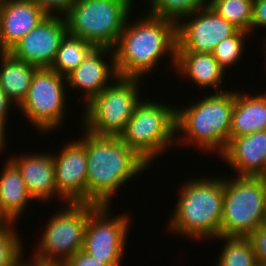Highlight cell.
<instances>
[{"instance_id":"cell-16","label":"cell","mask_w":266,"mask_h":266,"mask_svg":"<svg viewBox=\"0 0 266 266\" xmlns=\"http://www.w3.org/2000/svg\"><path fill=\"white\" fill-rule=\"evenodd\" d=\"M236 176L266 177V130L229 138L219 155Z\"/></svg>"},{"instance_id":"cell-15","label":"cell","mask_w":266,"mask_h":266,"mask_svg":"<svg viewBox=\"0 0 266 266\" xmlns=\"http://www.w3.org/2000/svg\"><path fill=\"white\" fill-rule=\"evenodd\" d=\"M106 58H110L109 62L105 61ZM117 76L113 49L95 48L66 79L68 89L84 92L82 96L87 105L111 83L110 79H115Z\"/></svg>"},{"instance_id":"cell-20","label":"cell","mask_w":266,"mask_h":266,"mask_svg":"<svg viewBox=\"0 0 266 266\" xmlns=\"http://www.w3.org/2000/svg\"><path fill=\"white\" fill-rule=\"evenodd\" d=\"M236 91L229 138L266 130V94Z\"/></svg>"},{"instance_id":"cell-17","label":"cell","mask_w":266,"mask_h":266,"mask_svg":"<svg viewBox=\"0 0 266 266\" xmlns=\"http://www.w3.org/2000/svg\"><path fill=\"white\" fill-rule=\"evenodd\" d=\"M13 155L10 161L20 171L27 191L34 201L41 203L57 197L55 183V166L51 153H23L19 157Z\"/></svg>"},{"instance_id":"cell-30","label":"cell","mask_w":266,"mask_h":266,"mask_svg":"<svg viewBox=\"0 0 266 266\" xmlns=\"http://www.w3.org/2000/svg\"><path fill=\"white\" fill-rule=\"evenodd\" d=\"M47 15L64 16L77 0H34Z\"/></svg>"},{"instance_id":"cell-8","label":"cell","mask_w":266,"mask_h":266,"mask_svg":"<svg viewBox=\"0 0 266 266\" xmlns=\"http://www.w3.org/2000/svg\"><path fill=\"white\" fill-rule=\"evenodd\" d=\"M265 208L266 177H225L220 236L248 237L263 225Z\"/></svg>"},{"instance_id":"cell-32","label":"cell","mask_w":266,"mask_h":266,"mask_svg":"<svg viewBox=\"0 0 266 266\" xmlns=\"http://www.w3.org/2000/svg\"><path fill=\"white\" fill-rule=\"evenodd\" d=\"M64 266H108L100 262L97 258L88 255L83 250L78 251L71 256L64 264Z\"/></svg>"},{"instance_id":"cell-38","label":"cell","mask_w":266,"mask_h":266,"mask_svg":"<svg viewBox=\"0 0 266 266\" xmlns=\"http://www.w3.org/2000/svg\"><path fill=\"white\" fill-rule=\"evenodd\" d=\"M263 225L266 226V208H265V217H264V222H263Z\"/></svg>"},{"instance_id":"cell-19","label":"cell","mask_w":266,"mask_h":266,"mask_svg":"<svg viewBox=\"0 0 266 266\" xmlns=\"http://www.w3.org/2000/svg\"><path fill=\"white\" fill-rule=\"evenodd\" d=\"M175 70L179 76L188 77L201 89L213 87L214 92L223 91L222 78L226 76V71L212 53L176 51Z\"/></svg>"},{"instance_id":"cell-37","label":"cell","mask_w":266,"mask_h":266,"mask_svg":"<svg viewBox=\"0 0 266 266\" xmlns=\"http://www.w3.org/2000/svg\"><path fill=\"white\" fill-rule=\"evenodd\" d=\"M9 1H12V0H0V8L5 6Z\"/></svg>"},{"instance_id":"cell-1","label":"cell","mask_w":266,"mask_h":266,"mask_svg":"<svg viewBox=\"0 0 266 266\" xmlns=\"http://www.w3.org/2000/svg\"><path fill=\"white\" fill-rule=\"evenodd\" d=\"M140 17L133 23L127 19L113 49L119 77L142 79L151 75L167 54L175 69L177 23L150 13Z\"/></svg>"},{"instance_id":"cell-36","label":"cell","mask_w":266,"mask_h":266,"mask_svg":"<svg viewBox=\"0 0 266 266\" xmlns=\"http://www.w3.org/2000/svg\"><path fill=\"white\" fill-rule=\"evenodd\" d=\"M8 51L2 46L1 40H0V59L7 53Z\"/></svg>"},{"instance_id":"cell-31","label":"cell","mask_w":266,"mask_h":266,"mask_svg":"<svg viewBox=\"0 0 266 266\" xmlns=\"http://www.w3.org/2000/svg\"><path fill=\"white\" fill-rule=\"evenodd\" d=\"M260 27L266 28V0H253L251 35Z\"/></svg>"},{"instance_id":"cell-25","label":"cell","mask_w":266,"mask_h":266,"mask_svg":"<svg viewBox=\"0 0 266 266\" xmlns=\"http://www.w3.org/2000/svg\"><path fill=\"white\" fill-rule=\"evenodd\" d=\"M208 6L239 30L251 34L253 0H209Z\"/></svg>"},{"instance_id":"cell-12","label":"cell","mask_w":266,"mask_h":266,"mask_svg":"<svg viewBox=\"0 0 266 266\" xmlns=\"http://www.w3.org/2000/svg\"><path fill=\"white\" fill-rule=\"evenodd\" d=\"M238 31L232 23L206 6L177 23L176 51L212 53L223 39L234 36Z\"/></svg>"},{"instance_id":"cell-7","label":"cell","mask_w":266,"mask_h":266,"mask_svg":"<svg viewBox=\"0 0 266 266\" xmlns=\"http://www.w3.org/2000/svg\"><path fill=\"white\" fill-rule=\"evenodd\" d=\"M84 107L82 130L96 136H119L141 101L139 78L119 77ZM140 97V98H139Z\"/></svg>"},{"instance_id":"cell-11","label":"cell","mask_w":266,"mask_h":266,"mask_svg":"<svg viewBox=\"0 0 266 266\" xmlns=\"http://www.w3.org/2000/svg\"><path fill=\"white\" fill-rule=\"evenodd\" d=\"M110 208L109 205L96 206L90 212L83 251L108 266H120L131 222L127 212L114 216L109 214Z\"/></svg>"},{"instance_id":"cell-13","label":"cell","mask_w":266,"mask_h":266,"mask_svg":"<svg viewBox=\"0 0 266 266\" xmlns=\"http://www.w3.org/2000/svg\"><path fill=\"white\" fill-rule=\"evenodd\" d=\"M67 33L64 16L47 15L8 52L15 58L38 68H50Z\"/></svg>"},{"instance_id":"cell-35","label":"cell","mask_w":266,"mask_h":266,"mask_svg":"<svg viewBox=\"0 0 266 266\" xmlns=\"http://www.w3.org/2000/svg\"><path fill=\"white\" fill-rule=\"evenodd\" d=\"M24 266H64L63 264H43V263H38L33 260L25 261L24 260Z\"/></svg>"},{"instance_id":"cell-5","label":"cell","mask_w":266,"mask_h":266,"mask_svg":"<svg viewBox=\"0 0 266 266\" xmlns=\"http://www.w3.org/2000/svg\"><path fill=\"white\" fill-rule=\"evenodd\" d=\"M143 99L135 107L120 139L149 165L176 145V107ZM175 140V141H174Z\"/></svg>"},{"instance_id":"cell-23","label":"cell","mask_w":266,"mask_h":266,"mask_svg":"<svg viewBox=\"0 0 266 266\" xmlns=\"http://www.w3.org/2000/svg\"><path fill=\"white\" fill-rule=\"evenodd\" d=\"M94 49L86 40L67 33L50 68L66 78Z\"/></svg>"},{"instance_id":"cell-22","label":"cell","mask_w":266,"mask_h":266,"mask_svg":"<svg viewBox=\"0 0 266 266\" xmlns=\"http://www.w3.org/2000/svg\"><path fill=\"white\" fill-rule=\"evenodd\" d=\"M0 61V86L18 107L25 99L38 67L15 58L10 52Z\"/></svg>"},{"instance_id":"cell-24","label":"cell","mask_w":266,"mask_h":266,"mask_svg":"<svg viewBox=\"0 0 266 266\" xmlns=\"http://www.w3.org/2000/svg\"><path fill=\"white\" fill-rule=\"evenodd\" d=\"M224 240L216 266H258L252 243L248 237L219 236Z\"/></svg>"},{"instance_id":"cell-18","label":"cell","mask_w":266,"mask_h":266,"mask_svg":"<svg viewBox=\"0 0 266 266\" xmlns=\"http://www.w3.org/2000/svg\"><path fill=\"white\" fill-rule=\"evenodd\" d=\"M47 16L34 0H12L0 8V40L9 51Z\"/></svg>"},{"instance_id":"cell-14","label":"cell","mask_w":266,"mask_h":266,"mask_svg":"<svg viewBox=\"0 0 266 266\" xmlns=\"http://www.w3.org/2000/svg\"><path fill=\"white\" fill-rule=\"evenodd\" d=\"M52 155L57 198L64 203H87L86 146L79 139H72Z\"/></svg>"},{"instance_id":"cell-27","label":"cell","mask_w":266,"mask_h":266,"mask_svg":"<svg viewBox=\"0 0 266 266\" xmlns=\"http://www.w3.org/2000/svg\"><path fill=\"white\" fill-rule=\"evenodd\" d=\"M14 225L16 222L0 220V266H22L24 263L23 243Z\"/></svg>"},{"instance_id":"cell-28","label":"cell","mask_w":266,"mask_h":266,"mask_svg":"<svg viewBox=\"0 0 266 266\" xmlns=\"http://www.w3.org/2000/svg\"><path fill=\"white\" fill-rule=\"evenodd\" d=\"M251 34L239 30L234 36L223 39L212 52L218 64L226 71L234 67L243 56L246 38ZM233 65V66H232Z\"/></svg>"},{"instance_id":"cell-2","label":"cell","mask_w":266,"mask_h":266,"mask_svg":"<svg viewBox=\"0 0 266 266\" xmlns=\"http://www.w3.org/2000/svg\"><path fill=\"white\" fill-rule=\"evenodd\" d=\"M83 132L84 136L79 140L86 146L87 203L110 206L113 194L151 165L119 136H96L86 130Z\"/></svg>"},{"instance_id":"cell-26","label":"cell","mask_w":266,"mask_h":266,"mask_svg":"<svg viewBox=\"0 0 266 266\" xmlns=\"http://www.w3.org/2000/svg\"><path fill=\"white\" fill-rule=\"evenodd\" d=\"M153 16L178 23L183 17L209 5V0H146ZM150 1V2H149ZM151 5H150V4Z\"/></svg>"},{"instance_id":"cell-34","label":"cell","mask_w":266,"mask_h":266,"mask_svg":"<svg viewBox=\"0 0 266 266\" xmlns=\"http://www.w3.org/2000/svg\"><path fill=\"white\" fill-rule=\"evenodd\" d=\"M6 122L4 121V120H0V151L1 150H3V148L4 147H6V146H4V145H6V134L7 133H5V130L8 128L7 126H6ZM6 127V128H5Z\"/></svg>"},{"instance_id":"cell-10","label":"cell","mask_w":266,"mask_h":266,"mask_svg":"<svg viewBox=\"0 0 266 266\" xmlns=\"http://www.w3.org/2000/svg\"><path fill=\"white\" fill-rule=\"evenodd\" d=\"M66 84L67 79L51 68L35 71L28 93L17 109L36 131L45 134L62 126L67 102Z\"/></svg>"},{"instance_id":"cell-29","label":"cell","mask_w":266,"mask_h":266,"mask_svg":"<svg viewBox=\"0 0 266 266\" xmlns=\"http://www.w3.org/2000/svg\"><path fill=\"white\" fill-rule=\"evenodd\" d=\"M258 266L266 265V226H258L249 236Z\"/></svg>"},{"instance_id":"cell-9","label":"cell","mask_w":266,"mask_h":266,"mask_svg":"<svg viewBox=\"0 0 266 266\" xmlns=\"http://www.w3.org/2000/svg\"><path fill=\"white\" fill-rule=\"evenodd\" d=\"M50 217L31 260L43 264H64L84 246V233L92 203H65Z\"/></svg>"},{"instance_id":"cell-4","label":"cell","mask_w":266,"mask_h":266,"mask_svg":"<svg viewBox=\"0 0 266 266\" xmlns=\"http://www.w3.org/2000/svg\"><path fill=\"white\" fill-rule=\"evenodd\" d=\"M236 90L204 95L203 99L176 108V144H192L204 153L222 154L229 140ZM182 133V134H180ZM187 142V143H186ZM199 145V146H198Z\"/></svg>"},{"instance_id":"cell-3","label":"cell","mask_w":266,"mask_h":266,"mask_svg":"<svg viewBox=\"0 0 266 266\" xmlns=\"http://www.w3.org/2000/svg\"><path fill=\"white\" fill-rule=\"evenodd\" d=\"M176 201L167 227L186 238L217 241L220 236L224 200V176L190 178Z\"/></svg>"},{"instance_id":"cell-33","label":"cell","mask_w":266,"mask_h":266,"mask_svg":"<svg viewBox=\"0 0 266 266\" xmlns=\"http://www.w3.org/2000/svg\"><path fill=\"white\" fill-rule=\"evenodd\" d=\"M13 104L14 103L8 98L5 91L0 86V120H4L7 123L8 110L11 109V105L14 106Z\"/></svg>"},{"instance_id":"cell-6","label":"cell","mask_w":266,"mask_h":266,"mask_svg":"<svg viewBox=\"0 0 266 266\" xmlns=\"http://www.w3.org/2000/svg\"><path fill=\"white\" fill-rule=\"evenodd\" d=\"M135 0H77L64 15L68 34L114 49Z\"/></svg>"},{"instance_id":"cell-21","label":"cell","mask_w":266,"mask_h":266,"mask_svg":"<svg viewBox=\"0 0 266 266\" xmlns=\"http://www.w3.org/2000/svg\"><path fill=\"white\" fill-rule=\"evenodd\" d=\"M3 168L0 173V220L16 222L33 198L20 171L10 160Z\"/></svg>"}]
</instances>
